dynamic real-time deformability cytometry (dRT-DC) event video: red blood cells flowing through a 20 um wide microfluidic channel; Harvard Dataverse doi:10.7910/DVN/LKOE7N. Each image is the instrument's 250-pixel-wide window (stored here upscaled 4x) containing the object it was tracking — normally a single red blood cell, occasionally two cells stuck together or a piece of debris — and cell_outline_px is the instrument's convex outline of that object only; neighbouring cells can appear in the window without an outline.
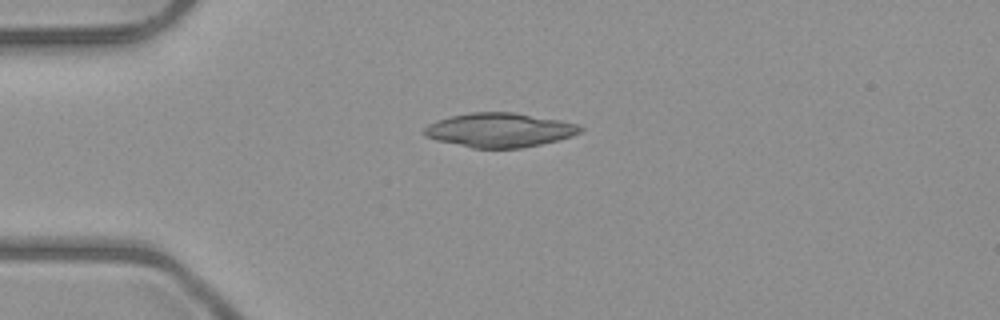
{"species": "common noctule bat (a hibernating species)", "species_latin": "Nyctalus noctula", "temperature_condition": "room temperature", "stored_images_in_passage": 2, "camera_frame_rate_fps": 3000, "um_per_image_px": 0.085, "animal": {"sex": "male", "body_mass_g": 23.1, "forearm_length_mm": 52.7}, "frame": {"image": 1, "passage_image": 1, "time_ms": 0.0, "image_size_px": [1000, 320], "cell_outline_px": [[584, 128], [580, 132], [572, 136], [560, 140], [520, 148], [472, 148], [436, 140], [424, 136], [420, 132], [428, 124], [436, 120], [452, 116], [472, 112], [512, 112], [560, 120], [576, 124]], "centroid_in_image_um": [42.42, 11.06], "position_along_channel_um": 42.6, "area_um2": 31.15}}